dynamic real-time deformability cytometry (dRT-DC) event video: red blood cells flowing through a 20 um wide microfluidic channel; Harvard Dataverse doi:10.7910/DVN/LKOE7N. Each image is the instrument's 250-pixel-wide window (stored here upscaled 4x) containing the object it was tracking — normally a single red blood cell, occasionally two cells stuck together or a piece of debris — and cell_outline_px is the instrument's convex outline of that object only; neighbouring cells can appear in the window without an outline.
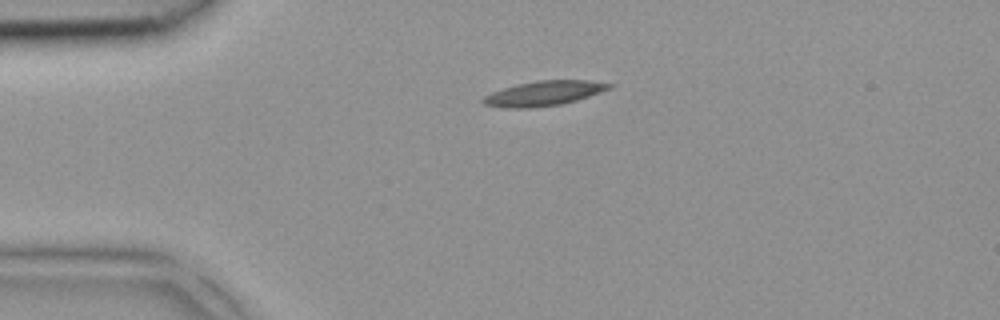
{"species": "common noctule bat (a hibernating species)", "species_latin": "Nyctalus noctula", "temperature_condition": "room temperature", "stored_images_in_passage": 4, "camera_frame_rate_fps": 3000, "um_per_image_px": 0.085, "animal": {"sex": "female", "body_mass_g": 18.4}, "frame": {"image": 1, "passage_image": 4, "time_ms": 1.0, "image_size_px": [1000, 320], "cell_outline_px": [[616, 84], [612, 88], [576, 100], [560, 104], [532, 108], [508, 108], [484, 104], [480, 100], [484, 96], [492, 92], [516, 84], [540, 80], [588, 80]], "centroid_in_image_um": [46.24, 7.93], "position_along_channel_um": 38.8, "area_um2": 18.15}}